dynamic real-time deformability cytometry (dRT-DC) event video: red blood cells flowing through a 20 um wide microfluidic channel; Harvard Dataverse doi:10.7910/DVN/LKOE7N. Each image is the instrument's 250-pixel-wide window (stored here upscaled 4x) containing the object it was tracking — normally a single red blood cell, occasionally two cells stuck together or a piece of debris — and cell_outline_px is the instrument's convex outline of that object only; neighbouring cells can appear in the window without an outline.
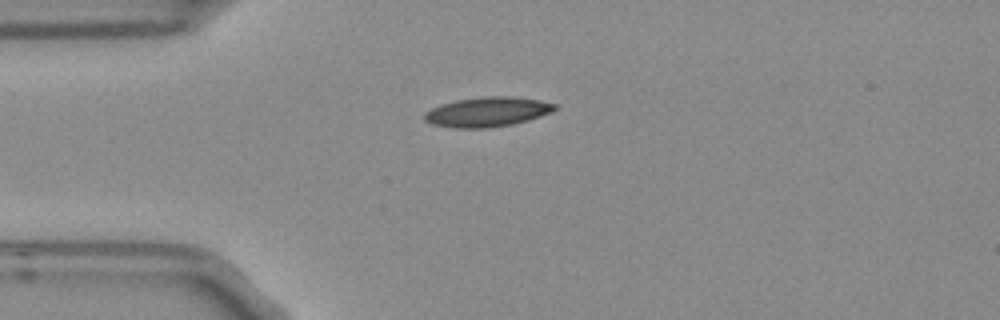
{"species": "Egyptian fruit bat (a non-hibernating species)", "species_latin": "Rousettus aegyptiacus", "temperature_condition": "room temperature", "stored_images_in_passage": 3, "camera_frame_rate_fps": 3000, "um_per_image_px": 0.085, "frame": {"image": 1, "passage_image": 3, "time_ms": 0.667, "image_size_px": [1000, 320], "cell_outline_px": [[556, 108], [552, 112], [528, 120], [512, 124], [488, 128], [452, 128], [432, 124], [424, 120], [424, 112], [440, 104], [456, 100], [484, 96], [512, 96], [536, 100], [556, 104]], "centroid_in_image_um": [41.38, 9.51], "position_along_channel_um": 43.6, "area_um2": 22.54}}